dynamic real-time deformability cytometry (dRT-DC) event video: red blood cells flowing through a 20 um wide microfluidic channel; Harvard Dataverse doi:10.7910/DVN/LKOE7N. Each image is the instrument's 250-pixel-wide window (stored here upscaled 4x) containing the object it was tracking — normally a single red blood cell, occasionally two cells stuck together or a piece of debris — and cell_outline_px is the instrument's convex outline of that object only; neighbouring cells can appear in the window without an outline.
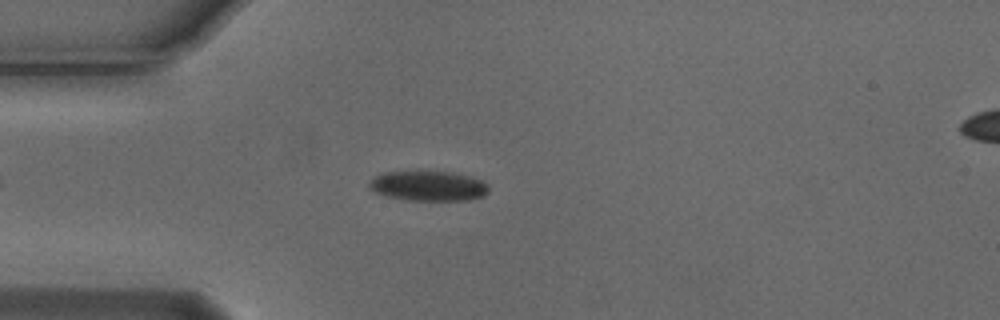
{"species": "Egyptian fruit bat (a non-hibernating species)", "species_latin": "Rousettus aegyptiacus", "temperature_condition": "cold", "stored_images_in_passage": 42, "camera_frame_rate_fps": 3000, "um_per_image_px": 0.085, "animal": {"sex": "male"}, "frame": {"image": 1, "passage_image": 2, "time_ms": 0.333, "image_size_px": [1000, 320], "cell_outline_px": [[488, 192], [484, 196], [468, 200], [408, 200], [388, 196], [376, 192], [368, 188], [368, 184], [376, 176], [384, 172], [452, 172], [472, 176], [488, 184]], "centroid_in_image_um": [36.45, 15.81], "position_along_channel_um": 48.6, "area_um2": 20.69}}
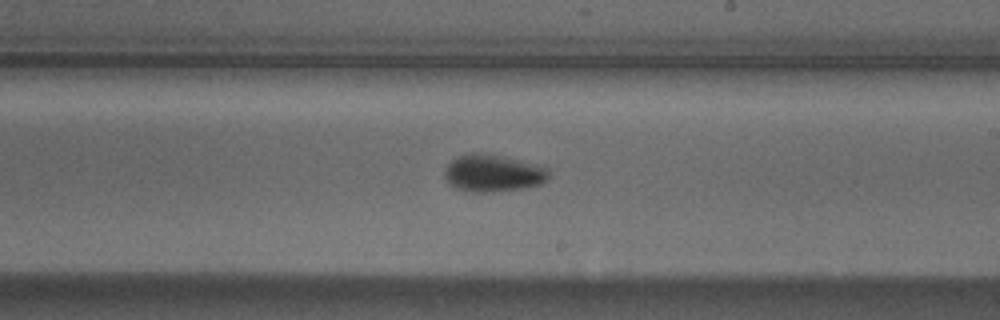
{"frame": {"image": 2, "passage_image": 19, "time_ms": 6.0, "image_size_px": [1000, 320], "cell_outline_px": [[552, 172], [548, 180], [540, 184], [524, 188], [492, 192], [472, 192], [456, 188], [448, 184], [444, 180], [444, 168], [456, 156], [472, 152], [488, 152], [540, 164], [548, 168]], "centroid_in_image_um": [41.93, 14.69], "position_along_channel_um": 247.1, "area_um2": 23.47}}
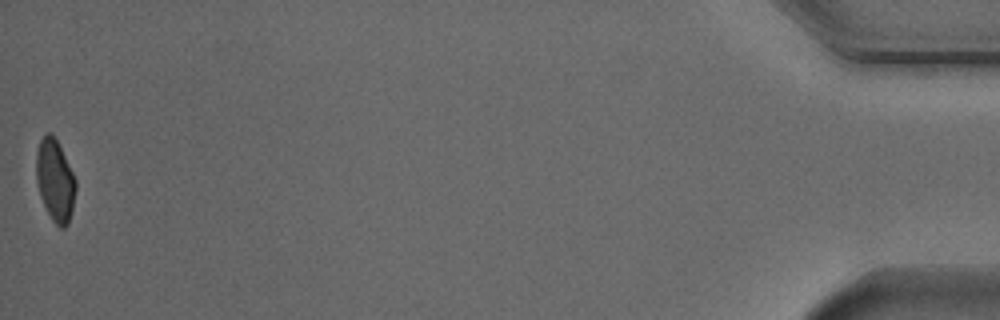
{"frame": {"image": 3, "passage_image": 42, "time_ms": 13.667, "image_size_px": [1000, 320], "cell_outline_px": [[76, 188], [72, 208], [68, 224], [64, 228], [60, 228], [52, 220], [40, 196], [36, 180], [36, 152], [40, 140], [48, 132], [56, 140], [76, 180]], "centroid_in_image_um": [4.67, 15.36], "position_along_channel_um": 430.5, "area_um2": 18.44}, "authors_computed_cell_mechanics": {"area_um2": 20.8947, "velocity_mm_per_s": 3.7299, "shape_relaxation_time_tau1_ms": 2.489, "shape_relaxation_time_tau2_ms": null, "deformation_change_tau1": 0.1149, "deformation_change_tau2": null}}